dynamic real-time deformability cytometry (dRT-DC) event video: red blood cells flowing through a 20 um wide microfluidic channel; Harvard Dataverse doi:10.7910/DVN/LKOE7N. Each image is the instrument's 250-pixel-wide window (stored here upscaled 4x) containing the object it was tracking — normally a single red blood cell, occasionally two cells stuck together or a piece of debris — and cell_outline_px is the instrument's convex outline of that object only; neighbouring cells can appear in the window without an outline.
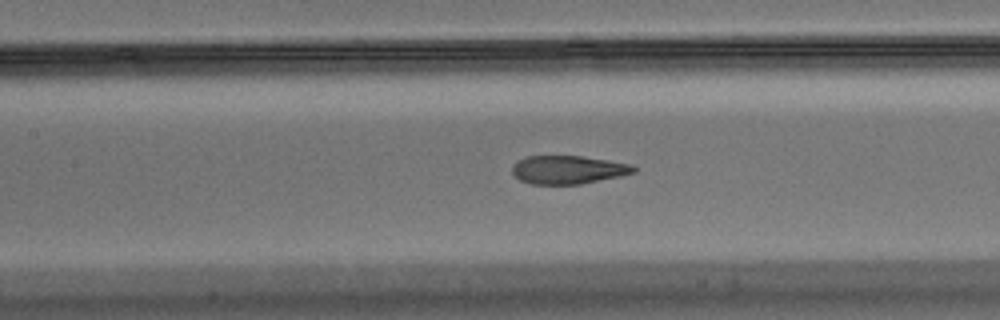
{"species": "Egyptian fruit bat (a non-hibernating species)", "species_latin": "Rousettus aegyptiacus", "temperature_condition": "warm", "stored_images_in_passage": 37, "camera_frame_rate_fps": 3000, "um_per_image_px": 0.085, "animal": {"sex": "male"}, "frame": {"image": 1, "passage_image": 14, "time_ms": 4.333, "image_size_px": [1000, 320], "cell_outline_px": [[636, 172], [620, 176], [580, 184], [532, 184], [520, 180], [512, 172], [512, 164], [516, 160], [524, 156], [580, 156], [608, 160], [632, 164], [636, 168]], "centroid_in_image_um": [48.26, 14.42], "position_along_channel_um": 159.1, "area_um2": 20.11}}
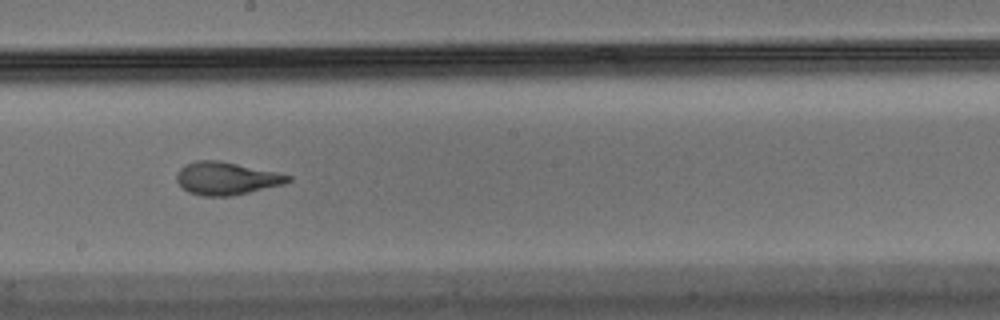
{"frame": {"image": 2, "passage_image": 20, "time_ms": 6.333, "image_size_px": [1000, 320], "cell_outline_px": [[292, 180], [284, 184], [232, 196], [200, 196], [188, 192], [176, 180], [176, 176], [180, 168], [184, 164], [196, 160], [220, 160], [276, 172], [292, 176]], "centroid_in_image_um": [19.23, 15.16], "position_along_channel_um": 229.0, "area_um2": 21.33}}
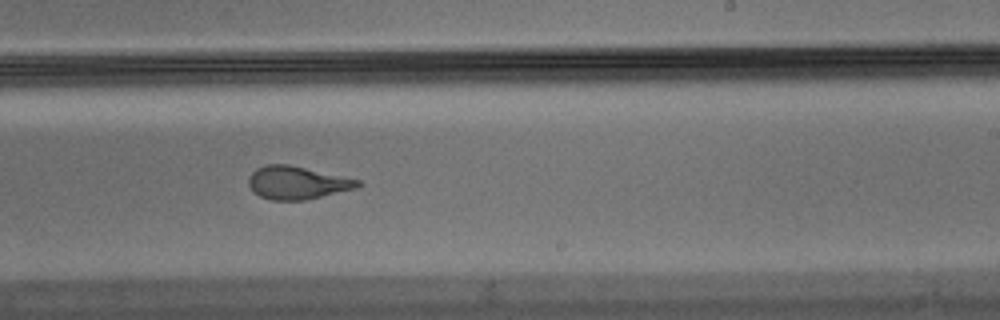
{"frame": {"image": 3, "passage_image": 23, "time_ms": 7.333, "image_size_px": [1000, 320], "cell_outline_px": [[360, 184], [356, 188], [304, 200], [272, 200], [260, 196], [252, 192], [248, 184], [248, 176], [256, 168], [268, 164], [288, 164], [360, 180]], "centroid_in_image_um": [25.19, 15.53], "position_along_channel_um": 263.8, "area_um2": 20.81}, "authors_computed_cell_mechanics": {"area_um2": 21.097, "velocity_mm_per_s": 3.4972, "shape_relaxation_time_tau1_ms": 9.0717, "shape_relaxation_time_tau2_ms": 1.194, "deformation_change_tau1": 0.2663, "deformation_change_tau2": 0.0838}}